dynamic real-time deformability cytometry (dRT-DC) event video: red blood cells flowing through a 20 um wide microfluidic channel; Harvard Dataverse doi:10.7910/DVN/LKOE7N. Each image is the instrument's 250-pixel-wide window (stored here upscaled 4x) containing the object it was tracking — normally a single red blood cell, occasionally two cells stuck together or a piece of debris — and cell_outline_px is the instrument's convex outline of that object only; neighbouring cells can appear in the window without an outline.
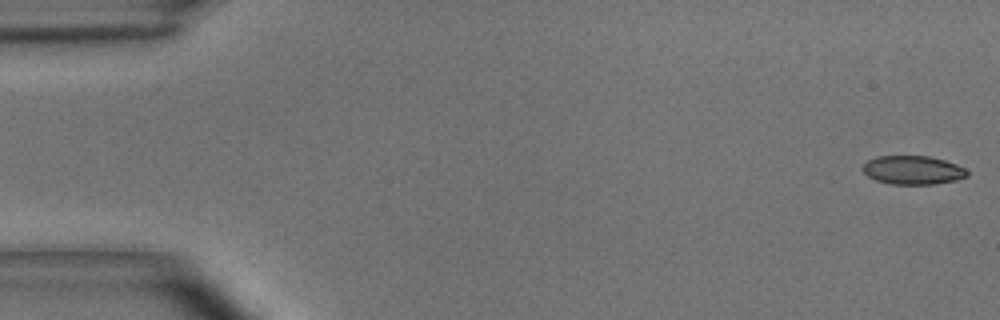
{"species": "common noctule bat (a hibernating species)", "species_latin": "Nyctalus noctula", "temperature_condition": "room temperature", "stored_images_in_passage": 54, "camera_frame_rate_fps": 3000, "um_per_image_px": 0.085, "animal": {"sex": "male", "body_mass_g": 15.6}, "frame": {"image": 1, "passage_image": 1, "time_ms": 0.0, "image_size_px": [1000, 320], "cell_outline_px": [[968, 176], [956, 180], [936, 184], [892, 184], [876, 180], [868, 176], [864, 172], [864, 164], [868, 160], [876, 156], [928, 156], [944, 160], [956, 164], [964, 168], [968, 172]], "centroid_in_image_um": [77.61, 14.46], "position_along_channel_um": 7.4, "area_um2": 17.34}}
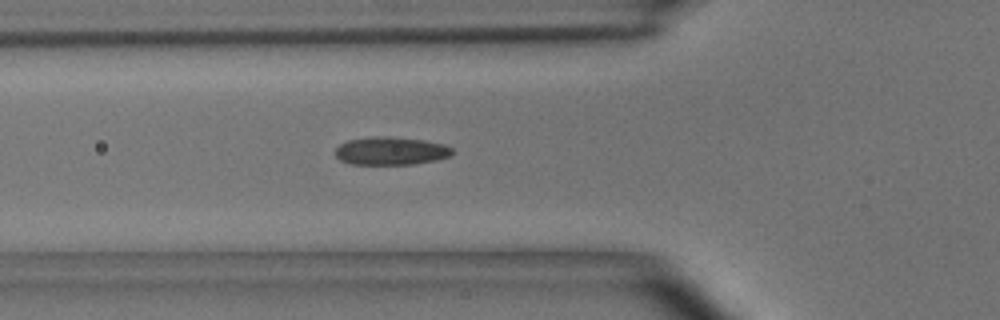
{"frame": {"image": 2, "passage_image": 19, "time_ms": 6.0, "image_size_px": [1000, 320], "cell_outline_px": [[452, 156], [436, 160], [412, 164], [352, 164], [340, 160], [336, 156], [336, 148], [340, 144], [348, 140], [376, 136], [388, 136], [424, 140], [444, 144], [452, 148]], "centroid_in_image_um": [33.24, 12.82], "position_along_channel_um": 92.6, "area_um2": 19.07}}
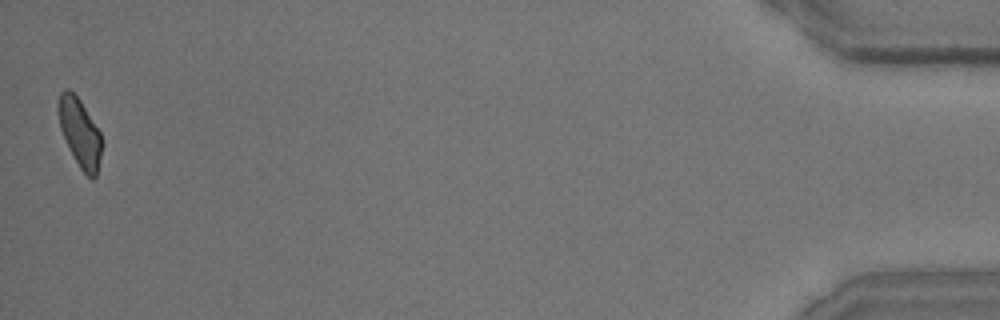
{"frame": {"image": 3, "passage_image": 54, "time_ms": 17.667, "image_size_px": [1000, 320], "cell_outline_px": [[104, 144], [96, 176], [92, 180], [80, 168], [60, 128], [56, 112], [56, 104], [60, 92], [64, 88], [68, 88], [80, 100], [100, 132], [104, 140]], "centroid_in_image_um": [6.79, 11.24], "position_along_channel_um": 428.4, "area_um2": 17.51}, "authors_computed_cell_mechanics": {"area_um2": 18.2937, "velocity_mm_per_s": 3.6556, "shape_relaxation_time_tau1_ms": 10.5279, "shape_relaxation_time_tau2_ms": 1.777, "deformation_change_tau1": 0.2321, "deformation_change_tau2": 0.0734}}